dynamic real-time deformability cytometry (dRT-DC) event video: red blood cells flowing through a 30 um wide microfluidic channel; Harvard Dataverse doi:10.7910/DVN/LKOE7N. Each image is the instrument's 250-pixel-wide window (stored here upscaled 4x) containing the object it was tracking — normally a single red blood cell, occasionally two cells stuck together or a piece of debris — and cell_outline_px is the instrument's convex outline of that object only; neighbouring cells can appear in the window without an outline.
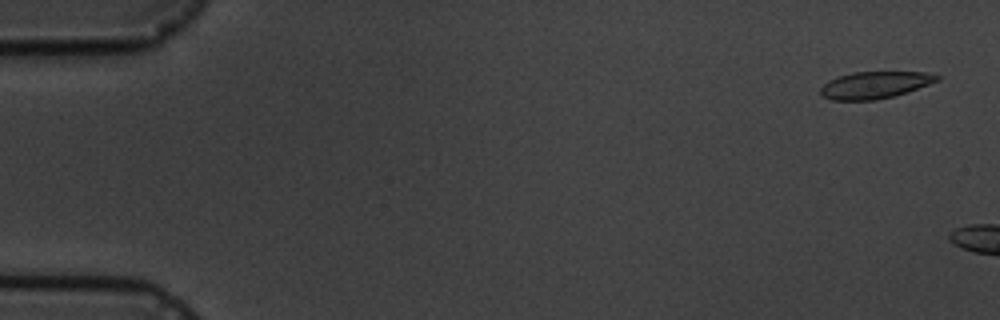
{"species": "common noctule bat (a hibernating species)", "species_latin": "Nyctalus noctula", "temperature_condition": "cold", "stored_images_in_passage": 3, "camera_frame_rate_fps": 3000, "um_per_image_px": 0.085, "animal": {"sex": "male", "body_mass_g": 19.5, "forearm_length_mm": 54.6}, "frame": {"image": 1, "passage_image": 1, "time_ms": 0.0, "image_size_px": [1000, 320], "cell_outline_px": [[940, 80], [892, 96], [876, 100], [832, 100], [824, 96], [820, 92], [820, 88], [828, 80], [852, 72], [924, 72], [940, 76]], "centroid_in_image_um": [74.33, 7.22], "position_along_channel_um": 10.7, "area_um2": 17.98}}